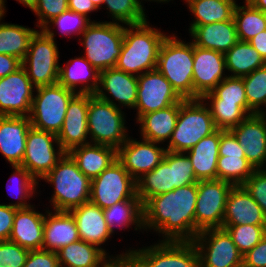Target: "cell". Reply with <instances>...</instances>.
Returning <instances> with one entry per match:
<instances>
[{
  "label": "cell",
  "instance_id": "1",
  "mask_svg": "<svg viewBox=\"0 0 266 267\" xmlns=\"http://www.w3.org/2000/svg\"><path fill=\"white\" fill-rule=\"evenodd\" d=\"M197 182L153 196L143 204L144 228H153L164 241L195 239Z\"/></svg>",
  "mask_w": 266,
  "mask_h": 267
},
{
  "label": "cell",
  "instance_id": "2",
  "mask_svg": "<svg viewBox=\"0 0 266 267\" xmlns=\"http://www.w3.org/2000/svg\"><path fill=\"white\" fill-rule=\"evenodd\" d=\"M124 27V39L116 68L128 74H143L156 69L158 53L166 38L161 31L149 27L147 21ZM135 30V31H134Z\"/></svg>",
  "mask_w": 266,
  "mask_h": 267
},
{
  "label": "cell",
  "instance_id": "3",
  "mask_svg": "<svg viewBox=\"0 0 266 267\" xmlns=\"http://www.w3.org/2000/svg\"><path fill=\"white\" fill-rule=\"evenodd\" d=\"M194 44L173 35L163 40L156 69L167 79L182 99H193Z\"/></svg>",
  "mask_w": 266,
  "mask_h": 267
},
{
  "label": "cell",
  "instance_id": "4",
  "mask_svg": "<svg viewBox=\"0 0 266 267\" xmlns=\"http://www.w3.org/2000/svg\"><path fill=\"white\" fill-rule=\"evenodd\" d=\"M42 179L55 187L50 200L55 211H70L90 200L91 180L79 170L68 152Z\"/></svg>",
  "mask_w": 266,
  "mask_h": 267
},
{
  "label": "cell",
  "instance_id": "5",
  "mask_svg": "<svg viewBox=\"0 0 266 267\" xmlns=\"http://www.w3.org/2000/svg\"><path fill=\"white\" fill-rule=\"evenodd\" d=\"M87 120L88 134L94 144L110 146L117 150L128 139L124 114L104 91L89 94Z\"/></svg>",
  "mask_w": 266,
  "mask_h": 267
},
{
  "label": "cell",
  "instance_id": "6",
  "mask_svg": "<svg viewBox=\"0 0 266 267\" xmlns=\"http://www.w3.org/2000/svg\"><path fill=\"white\" fill-rule=\"evenodd\" d=\"M202 102L201 98L186 99L180 105L176 126L166 151L185 153L217 130L209 107Z\"/></svg>",
  "mask_w": 266,
  "mask_h": 267
},
{
  "label": "cell",
  "instance_id": "7",
  "mask_svg": "<svg viewBox=\"0 0 266 267\" xmlns=\"http://www.w3.org/2000/svg\"><path fill=\"white\" fill-rule=\"evenodd\" d=\"M85 59L99 72L116 67L122 50L124 26L119 22H91L82 33Z\"/></svg>",
  "mask_w": 266,
  "mask_h": 267
},
{
  "label": "cell",
  "instance_id": "8",
  "mask_svg": "<svg viewBox=\"0 0 266 267\" xmlns=\"http://www.w3.org/2000/svg\"><path fill=\"white\" fill-rule=\"evenodd\" d=\"M54 39V32L48 26L37 30L22 60V66L35 88L58 83L59 52Z\"/></svg>",
  "mask_w": 266,
  "mask_h": 267
},
{
  "label": "cell",
  "instance_id": "9",
  "mask_svg": "<svg viewBox=\"0 0 266 267\" xmlns=\"http://www.w3.org/2000/svg\"><path fill=\"white\" fill-rule=\"evenodd\" d=\"M29 119L33 128L58 135L63 125L67 106L76 94L59 83L35 88Z\"/></svg>",
  "mask_w": 266,
  "mask_h": 267
},
{
  "label": "cell",
  "instance_id": "10",
  "mask_svg": "<svg viewBox=\"0 0 266 267\" xmlns=\"http://www.w3.org/2000/svg\"><path fill=\"white\" fill-rule=\"evenodd\" d=\"M128 199H140L137 196V183L116 159L100 175L91 180L89 201L105 209Z\"/></svg>",
  "mask_w": 266,
  "mask_h": 267
},
{
  "label": "cell",
  "instance_id": "11",
  "mask_svg": "<svg viewBox=\"0 0 266 267\" xmlns=\"http://www.w3.org/2000/svg\"><path fill=\"white\" fill-rule=\"evenodd\" d=\"M233 186L219 179L197 182L195 237L200 231L222 228L227 198Z\"/></svg>",
  "mask_w": 266,
  "mask_h": 267
},
{
  "label": "cell",
  "instance_id": "12",
  "mask_svg": "<svg viewBox=\"0 0 266 267\" xmlns=\"http://www.w3.org/2000/svg\"><path fill=\"white\" fill-rule=\"evenodd\" d=\"M137 267H200L192 241H164L139 250H129Z\"/></svg>",
  "mask_w": 266,
  "mask_h": 267
},
{
  "label": "cell",
  "instance_id": "13",
  "mask_svg": "<svg viewBox=\"0 0 266 267\" xmlns=\"http://www.w3.org/2000/svg\"><path fill=\"white\" fill-rule=\"evenodd\" d=\"M192 242L198 251L200 267H242L243 255L226 229L200 231Z\"/></svg>",
  "mask_w": 266,
  "mask_h": 267
},
{
  "label": "cell",
  "instance_id": "14",
  "mask_svg": "<svg viewBox=\"0 0 266 267\" xmlns=\"http://www.w3.org/2000/svg\"><path fill=\"white\" fill-rule=\"evenodd\" d=\"M53 141L59 147L57 152ZM65 153L59 145L56 134L31 126L28 130L25 154L20 166L37 180L45 177Z\"/></svg>",
  "mask_w": 266,
  "mask_h": 267
},
{
  "label": "cell",
  "instance_id": "15",
  "mask_svg": "<svg viewBox=\"0 0 266 267\" xmlns=\"http://www.w3.org/2000/svg\"><path fill=\"white\" fill-rule=\"evenodd\" d=\"M182 98L167 79L157 70L143 72L138 76L137 118L149 112L165 109L179 103Z\"/></svg>",
  "mask_w": 266,
  "mask_h": 267
},
{
  "label": "cell",
  "instance_id": "16",
  "mask_svg": "<svg viewBox=\"0 0 266 267\" xmlns=\"http://www.w3.org/2000/svg\"><path fill=\"white\" fill-rule=\"evenodd\" d=\"M34 87L23 66L0 78V116H29Z\"/></svg>",
  "mask_w": 266,
  "mask_h": 267
},
{
  "label": "cell",
  "instance_id": "17",
  "mask_svg": "<svg viewBox=\"0 0 266 267\" xmlns=\"http://www.w3.org/2000/svg\"><path fill=\"white\" fill-rule=\"evenodd\" d=\"M155 144L157 143L145 139L140 142L128 138L117 149V160L136 181L163 160L166 149Z\"/></svg>",
  "mask_w": 266,
  "mask_h": 267
},
{
  "label": "cell",
  "instance_id": "18",
  "mask_svg": "<svg viewBox=\"0 0 266 267\" xmlns=\"http://www.w3.org/2000/svg\"><path fill=\"white\" fill-rule=\"evenodd\" d=\"M225 54L194 45L193 99L211 92L223 79Z\"/></svg>",
  "mask_w": 266,
  "mask_h": 267
},
{
  "label": "cell",
  "instance_id": "19",
  "mask_svg": "<svg viewBox=\"0 0 266 267\" xmlns=\"http://www.w3.org/2000/svg\"><path fill=\"white\" fill-rule=\"evenodd\" d=\"M89 94L76 93L68 103L61 131L57 139L61 149L69 152L72 148L89 144L88 135Z\"/></svg>",
  "mask_w": 266,
  "mask_h": 267
},
{
  "label": "cell",
  "instance_id": "20",
  "mask_svg": "<svg viewBox=\"0 0 266 267\" xmlns=\"http://www.w3.org/2000/svg\"><path fill=\"white\" fill-rule=\"evenodd\" d=\"M244 150L245 158L254 169L266 162V116L263 113L248 115L230 130Z\"/></svg>",
  "mask_w": 266,
  "mask_h": 267
},
{
  "label": "cell",
  "instance_id": "21",
  "mask_svg": "<svg viewBox=\"0 0 266 267\" xmlns=\"http://www.w3.org/2000/svg\"><path fill=\"white\" fill-rule=\"evenodd\" d=\"M30 127L28 116H0V152L11 166L23 161Z\"/></svg>",
  "mask_w": 266,
  "mask_h": 267
},
{
  "label": "cell",
  "instance_id": "22",
  "mask_svg": "<svg viewBox=\"0 0 266 267\" xmlns=\"http://www.w3.org/2000/svg\"><path fill=\"white\" fill-rule=\"evenodd\" d=\"M266 225L262 208L242 185L233 186L226 202L222 225Z\"/></svg>",
  "mask_w": 266,
  "mask_h": 267
},
{
  "label": "cell",
  "instance_id": "23",
  "mask_svg": "<svg viewBox=\"0 0 266 267\" xmlns=\"http://www.w3.org/2000/svg\"><path fill=\"white\" fill-rule=\"evenodd\" d=\"M45 215L34 207L17 208L9 240L28 250H40L43 244Z\"/></svg>",
  "mask_w": 266,
  "mask_h": 267
},
{
  "label": "cell",
  "instance_id": "24",
  "mask_svg": "<svg viewBox=\"0 0 266 267\" xmlns=\"http://www.w3.org/2000/svg\"><path fill=\"white\" fill-rule=\"evenodd\" d=\"M48 216V217H47ZM44 219L42 249L58 252L80 239L77 224L69 211L47 212Z\"/></svg>",
  "mask_w": 266,
  "mask_h": 267
},
{
  "label": "cell",
  "instance_id": "25",
  "mask_svg": "<svg viewBox=\"0 0 266 267\" xmlns=\"http://www.w3.org/2000/svg\"><path fill=\"white\" fill-rule=\"evenodd\" d=\"M74 217L80 239L100 246L112 235L104 218L103 209L88 201L69 211Z\"/></svg>",
  "mask_w": 266,
  "mask_h": 267
},
{
  "label": "cell",
  "instance_id": "26",
  "mask_svg": "<svg viewBox=\"0 0 266 267\" xmlns=\"http://www.w3.org/2000/svg\"><path fill=\"white\" fill-rule=\"evenodd\" d=\"M193 44L225 54L239 40L234 19L223 22L195 26L190 31Z\"/></svg>",
  "mask_w": 266,
  "mask_h": 267
},
{
  "label": "cell",
  "instance_id": "27",
  "mask_svg": "<svg viewBox=\"0 0 266 267\" xmlns=\"http://www.w3.org/2000/svg\"><path fill=\"white\" fill-rule=\"evenodd\" d=\"M68 153L77 163L79 170L90 180L100 175L117 159L115 148L91 142L74 147Z\"/></svg>",
  "mask_w": 266,
  "mask_h": 267
},
{
  "label": "cell",
  "instance_id": "28",
  "mask_svg": "<svg viewBox=\"0 0 266 267\" xmlns=\"http://www.w3.org/2000/svg\"><path fill=\"white\" fill-rule=\"evenodd\" d=\"M219 143L220 130L217 129L185 152L191 161L197 181L217 179Z\"/></svg>",
  "mask_w": 266,
  "mask_h": 267
},
{
  "label": "cell",
  "instance_id": "29",
  "mask_svg": "<svg viewBox=\"0 0 266 267\" xmlns=\"http://www.w3.org/2000/svg\"><path fill=\"white\" fill-rule=\"evenodd\" d=\"M186 99H182L179 103L171 105L165 109L141 115L137 119L140 123L142 139L155 143L165 142L171 139L173 130L176 126L180 105Z\"/></svg>",
  "mask_w": 266,
  "mask_h": 267
},
{
  "label": "cell",
  "instance_id": "30",
  "mask_svg": "<svg viewBox=\"0 0 266 267\" xmlns=\"http://www.w3.org/2000/svg\"><path fill=\"white\" fill-rule=\"evenodd\" d=\"M97 91L110 93L122 106L135 108L137 102L138 76L128 74L116 67L109 68L99 73Z\"/></svg>",
  "mask_w": 266,
  "mask_h": 267
},
{
  "label": "cell",
  "instance_id": "31",
  "mask_svg": "<svg viewBox=\"0 0 266 267\" xmlns=\"http://www.w3.org/2000/svg\"><path fill=\"white\" fill-rule=\"evenodd\" d=\"M99 73L85 57L74 58L68 62L65 68H59L58 83L75 93L95 94L99 86ZM90 78L92 83L89 84ZM78 84H82L83 87L77 92Z\"/></svg>",
  "mask_w": 266,
  "mask_h": 267
},
{
  "label": "cell",
  "instance_id": "32",
  "mask_svg": "<svg viewBox=\"0 0 266 267\" xmlns=\"http://www.w3.org/2000/svg\"><path fill=\"white\" fill-rule=\"evenodd\" d=\"M106 250L81 239L57 252L60 267H100L107 258Z\"/></svg>",
  "mask_w": 266,
  "mask_h": 267
},
{
  "label": "cell",
  "instance_id": "33",
  "mask_svg": "<svg viewBox=\"0 0 266 267\" xmlns=\"http://www.w3.org/2000/svg\"><path fill=\"white\" fill-rule=\"evenodd\" d=\"M186 2L195 16V21L191 24L189 31L195 26L231 20L236 6L235 0H195Z\"/></svg>",
  "mask_w": 266,
  "mask_h": 267
},
{
  "label": "cell",
  "instance_id": "34",
  "mask_svg": "<svg viewBox=\"0 0 266 267\" xmlns=\"http://www.w3.org/2000/svg\"><path fill=\"white\" fill-rule=\"evenodd\" d=\"M225 64L226 70L233 73L231 77L242 78L266 65V61L249 42L238 41L225 53Z\"/></svg>",
  "mask_w": 266,
  "mask_h": 267
},
{
  "label": "cell",
  "instance_id": "35",
  "mask_svg": "<svg viewBox=\"0 0 266 267\" xmlns=\"http://www.w3.org/2000/svg\"><path fill=\"white\" fill-rule=\"evenodd\" d=\"M137 196L144 204L149 198L174 190L172 167L163 159L137 181Z\"/></svg>",
  "mask_w": 266,
  "mask_h": 267
},
{
  "label": "cell",
  "instance_id": "36",
  "mask_svg": "<svg viewBox=\"0 0 266 267\" xmlns=\"http://www.w3.org/2000/svg\"><path fill=\"white\" fill-rule=\"evenodd\" d=\"M3 15L0 13V20ZM36 32L20 25L0 23V54H8L22 61Z\"/></svg>",
  "mask_w": 266,
  "mask_h": 267
},
{
  "label": "cell",
  "instance_id": "37",
  "mask_svg": "<svg viewBox=\"0 0 266 267\" xmlns=\"http://www.w3.org/2000/svg\"><path fill=\"white\" fill-rule=\"evenodd\" d=\"M104 218L111 233H114L115 226L122 228L129 225H136L143 228V204L140 199H128L115 203L113 206L103 209Z\"/></svg>",
  "mask_w": 266,
  "mask_h": 267
},
{
  "label": "cell",
  "instance_id": "38",
  "mask_svg": "<svg viewBox=\"0 0 266 267\" xmlns=\"http://www.w3.org/2000/svg\"><path fill=\"white\" fill-rule=\"evenodd\" d=\"M245 6L236 4L233 19L239 41L249 42L254 36L266 30V14L254 8L245 0Z\"/></svg>",
  "mask_w": 266,
  "mask_h": 267
},
{
  "label": "cell",
  "instance_id": "39",
  "mask_svg": "<svg viewBox=\"0 0 266 267\" xmlns=\"http://www.w3.org/2000/svg\"><path fill=\"white\" fill-rule=\"evenodd\" d=\"M255 171L245 155L219 156L217 161V179L242 185Z\"/></svg>",
  "mask_w": 266,
  "mask_h": 267
},
{
  "label": "cell",
  "instance_id": "40",
  "mask_svg": "<svg viewBox=\"0 0 266 267\" xmlns=\"http://www.w3.org/2000/svg\"><path fill=\"white\" fill-rule=\"evenodd\" d=\"M211 102H229L240 105L248 113V103L246 98L243 78L227 76L211 92L202 98Z\"/></svg>",
  "mask_w": 266,
  "mask_h": 267
},
{
  "label": "cell",
  "instance_id": "41",
  "mask_svg": "<svg viewBox=\"0 0 266 267\" xmlns=\"http://www.w3.org/2000/svg\"><path fill=\"white\" fill-rule=\"evenodd\" d=\"M243 78L248 103V114L263 113L260 106H266V65L257 68Z\"/></svg>",
  "mask_w": 266,
  "mask_h": 267
},
{
  "label": "cell",
  "instance_id": "42",
  "mask_svg": "<svg viewBox=\"0 0 266 267\" xmlns=\"http://www.w3.org/2000/svg\"><path fill=\"white\" fill-rule=\"evenodd\" d=\"M209 107L214 125L219 130L230 131L239 125L249 114L238 104L210 102Z\"/></svg>",
  "mask_w": 266,
  "mask_h": 267
},
{
  "label": "cell",
  "instance_id": "43",
  "mask_svg": "<svg viewBox=\"0 0 266 267\" xmlns=\"http://www.w3.org/2000/svg\"><path fill=\"white\" fill-rule=\"evenodd\" d=\"M242 255L256 246L266 234V225H222Z\"/></svg>",
  "mask_w": 266,
  "mask_h": 267
},
{
  "label": "cell",
  "instance_id": "44",
  "mask_svg": "<svg viewBox=\"0 0 266 267\" xmlns=\"http://www.w3.org/2000/svg\"><path fill=\"white\" fill-rule=\"evenodd\" d=\"M109 13L117 21L126 25L139 24L147 19L141 2L138 0H104Z\"/></svg>",
  "mask_w": 266,
  "mask_h": 267
},
{
  "label": "cell",
  "instance_id": "45",
  "mask_svg": "<svg viewBox=\"0 0 266 267\" xmlns=\"http://www.w3.org/2000/svg\"><path fill=\"white\" fill-rule=\"evenodd\" d=\"M185 154L166 151L163 158L172 167L174 189L198 182L191 161Z\"/></svg>",
  "mask_w": 266,
  "mask_h": 267
},
{
  "label": "cell",
  "instance_id": "46",
  "mask_svg": "<svg viewBox=\"0 0 266 267\" xmlns=\"http://www.w3.org/2000/svg\"><path fill=\"white\" fill-rule=\"evenodd\" d=\"M50 22L58 26L61 30V35L64 33L68 36L69 34L72 35V33L81 35L91 23V20L83 14L68 9L59 16L54 17Z\"/></svg>",
  "mask_w": 266,
  "mask_h": 267
},
{
  "label": "cell",
  "instance_id": "47",
  "mask_svg": "<svg viewBox=\"0 0 266 267\" xmlns=\"http://www.w3.org/2000/svg\"><path fill=\"white\" fill-rule=\"evenodd\" d=\"M14 173L12 174V181H16V179L19 177V184L17 190V195H19L18 199L23 200L19 201L18 203L9 204L10 206H13L15 208H28L32 205L27 204L24 199L32 197V194L36 190V185H38V180H36L24 167H21L20 165L12 166ZM17 183V182H16ZM15 190V189H14ZM15 191V192H16ZM19 191V192H18ZM16 197V198H17Z\"/></svg>",
  "mask_w": 266,
  "mask_h": 267
},
{
  "label": "cell",
  "instance_id": "48",
  "mask_svg": "<svg viewBox=\"0 0 266 267\" xmlns=\"http://www.w3.org/2000/svg\"><path fill=\"white\" fill-rule=\"evenodd\" d=\"M29 251L10 240L0 241V267H24Z\"/></svg>",
  "mask_w": 266,
  "mask_h": 267
},
{
  "label": "cell",
  "instance_id": "49",
  "mask_svg": "<svg viewBox=\"0 0 266 267\" xmlns=\"http://www.w3.org/2000/svg\"><path fill=\"white\" fill-rule=\"evenodd\" d=\"M242 186L262 208L266 217V170L264 167L263 169H255Z\"/></svg>",
  "mask_w": 266,
  "mask_h": 267
},
{
  "label": "cell",
  "instance_id": "50",
  "mask_svg": "<svg viewBox=\"0 0 266 267\" xmlns=\"http://www.w3.org/2000/svg\"><path fill=\"white\" fill-rule=\"evenodd\" d=\"M67 10L68 0H38L33 11L39 17L38 27L43 29L49 25V20H52Z\"/></svg>",
  "mask_w": 266,
  "mask_h": 267
},
{
  "label": "cell",
  "instance_id": "51",
  "mask_svg": "<svg viewBox=\"0 0 266 267\" xmlns=\"http://www.w3.org/2000/svg\"><path fill=\"white\" fill-rule=\"evenodd\" d=\"M24 267H60L57 252L30 250Z\"/></svg>",
  "mask_w": 266,
  "mask_h": 267
},
{
  "label": "cell",
  "instance_id": "52",
  "mask_svg": "<svg viewBox=\"0 0 266 267\" xmlns=\"http://www.w3.org/2000/svg\"><path fill=\"white\" fill-rule=\"evenodd\" d=\"M242 267H266V234L256 246L243 255Z\"/></svg>",
  "mask_w": 266,
  "mask_h": 267
},
{
  "label": "cell",
  "instance_id": "53",
  "mask_svg": "<svg viewBox=\"0 0 266 267\" xmlns=\"http://www.w3.org/2000/svg\"><path fill=\"white\" fill-rule=\"evenodd\" d=\"M227 155H245V153L231 131L220 130L219 156Z\"/></svg>",
  "mask_w": 266,
  "mask_h": 267
},
{
  "label": "cell",
  "instance_id": "54",
  "mask_svg": "<svg viewBox=\"0 0 266 267\" xmlns=\"http://www.w3.org/2000/svg\"><path fill=\"white\" fill-rule=\"evenodd\" d=\"M16 209L7 204H0V241L9 240Z\"/></svg>",
  "mask_w": 266,
  "mask_h": 267
},
{
  "label": "cell",
  "instance_id": "55",
  "mask_svg": "<svg viewBox=\"0 0 266 267\" xmlns=\"http://www.w3.org/2000/svg\"><path fill=\"white\" fill-rule=\"evenodd\" d=\"M22 67V61L8 54H0V78L16 72Z\"/></svg>",
  "mask_w": 266,
  "mask_h": 267
},
{
  "label": "cell",
  "instance_id": "56",
  "mask_svg": "<svg viewBox=\"0 0 266 267\" xmlns=\"http://www.w3.org/2000/svg\"><path fill=\"white\" fill-rule=\"evenodd\" d=\"M101 267H137V265L132 253L128 251V253L118 255L114 259H105L101 263Z\"/></svg>",
  "mask_w": 266,
  "mask_h": 267
},
{
  "label": "cell",
  "instance_id": "57",
  "mask_svg": "<svg viewBox=\"0 0 266 267\" xmlns=\"http://www.w3.org/2000/svg\"><path fill=\"white\" fill-rule=\"evenodd\" d=\"M68 9L86 17L88 13L97 10L92 0H68Z\"/></svg>",
  "mask_w": 266,
  "mask_h": 267
},
{
  "label": "cell",
  "instance_id": "58",
  "mask_svg": "<svg viewBox=\"0 0 266 267\" xmlns=\"http://www.w3.org/2000/svg\"><path fill=\"white\" fill-rule=\"evenodd\" d=\"M249 43L266 61V30L254 36Z\"/></svg>",
  "mask_w": 266,
  "mask_h": 267
},
{
  "label": "cell",
  "instance_id": "59",
  "mask_svg": "<svg viewBox=\"0 0 266 267\" xmlns=\"http://www.w3.org/2000/svg\"><path fill=\"white\" fill-rule=\"evenodd\" d=\"M248 1L254 8L261 10L266 14V0H246Z\"/></svg>",
  "mask_w": 266,
  "mask_h": 267
},
{
  "label": "cell",
  "instance_id": "60",
  "mask_svg": "<svg viewBox=\"0 0 266 267\" xmlns=\"http://www.w3.org/2000/svg\"><path fill=\"white\" fill-rule=\"evenodd\" d=\"M26 7H29L32 11L35 9L38 0H17Z\"/></svg>",
  "mask_w": 266,
  "mask_h": 267
},
{
  "label": "cell",
  "instance_id": "61",
  "mask_svg": "<svg viewBox=\"0 0 266 267\" xmlns=\"http://www.w3.org/2000/svg\"><path fill=\"white\" fill-rule=\"evenodd\" d=\"M92 2L96 6L97 9H100L99 7H102L100 5L104 3V0H92Z\"/></svg>",
  "mask_w": 266,
  "mask_h": 267
},
{
  "label": "cell",
  "instance_id": "62",
  "mask_svg": "<svg viewBox=\"0 0 266 267\" xmlns=\"http://www.w3.org/2000/svg\"><path fill=\"white\" fill-rule=\"evenodd\" d=\"M4 1L5 0H0V13H5L6 11H5V4H4Z\"/></svg>",
  "mask_w": 266,
  "mask_h": 267
},
{
  "label": "cell",
  "instance_id": "63",
  "mask_svg": "<svg viewBox=\"0 0 266 267\" xmlns=\"http://www.w3.org/2000/svg\"><path fill=\"white\" fill-rule=\"evenodd\" d=\"M138 1H140V0H138ZM148 1H149V0H148ZM150 1H151V0H150ZM152 1H155V2H156V1H159V2H166V1H167V2H168V1H170V0H152Z\"/></svg>",
  "mask_w": 266,
  "mask_h": 267
}]
</instances>
